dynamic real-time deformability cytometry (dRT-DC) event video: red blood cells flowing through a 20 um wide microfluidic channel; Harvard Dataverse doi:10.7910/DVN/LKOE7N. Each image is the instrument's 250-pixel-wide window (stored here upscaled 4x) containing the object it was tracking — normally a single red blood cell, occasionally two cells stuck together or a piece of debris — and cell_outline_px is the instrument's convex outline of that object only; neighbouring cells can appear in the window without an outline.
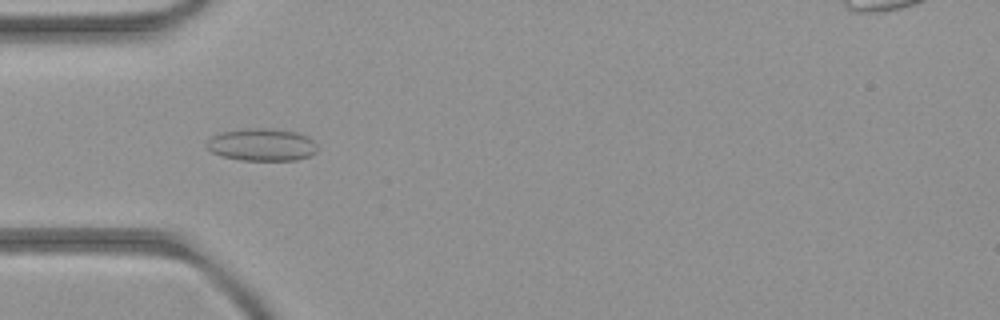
{"species": "common noctule bat (a hibernating species)", "species_latin": "Nyctalus noctula", "temperature_condition": "room temperature", "stored_images_in_passage": 7, "camera_frame_rate_fps": 3000, "um_per_image_px": 0.085, "animal": {"sex": "female", "body_mass_g": 21.9}, "frame": {"image": 1, "passage_image": 4, "time_ms": 3.333, "image_size_px": [1000, 320], "cell_outline_px": [[316, 152], [308, 156], [296, 160], [240, 160], [220, 156], [212, 152], [208, 148], [208, 140], [212, 136], [220, 132], [260, 128], [264, 128], [296, 132], [308, 136], [316, 144]], "centroid_in_image_um": [22.26, 12.31], "position_along_channel_um": 62.7, "area_um2": 20.63}}
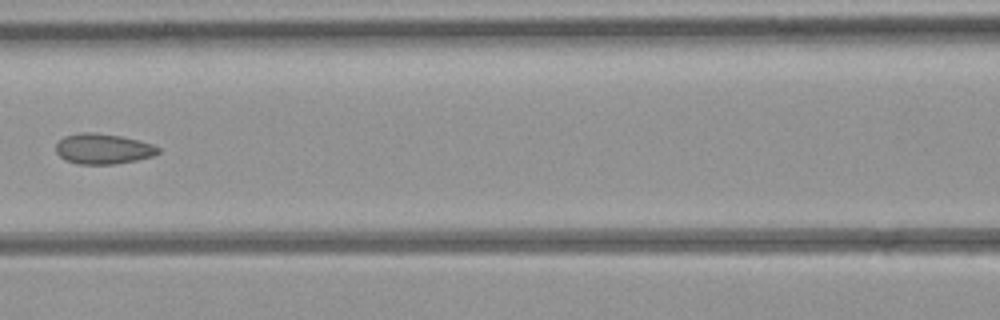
{"frame": {"image": 2, "passage_image": 6, "time_ms": 5.667, "image_size_px": [1000, 320], "cell_outline_px": [[160, 152], [152, 156], [136, 160], [112, 164], [80, 164], [64, 160], [56, 152], [56, 144], [64, 136], [80, 132], [92, 132], [120, 136], [140, 140], [152, 144], [160, 148]], "centroid_in_image_um": [8.75, 12.64], "position_along_channel_um": 157.8, "area_um2": 18.09}}
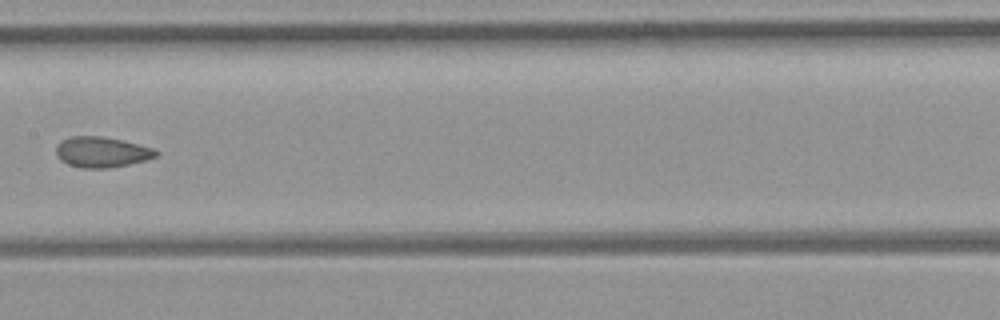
{"frame": {"image": 3, "passage_image": 7, "time_ms": 6.667, "image_size_px": [1000, 320], "cell_outline_px": [[160, 152], [156, 156], [148, 160], [108, 168], [80, 168], [68, 164], [60, 160], [56, 156], [56, 144], [60, 140], [72, 136], [100, 136], [120, 140], [152, 148]], "centroid_in_image_um": [8.6, 12.93], "position_along_channel_um": 198.8, "area_um2": 17.8}}